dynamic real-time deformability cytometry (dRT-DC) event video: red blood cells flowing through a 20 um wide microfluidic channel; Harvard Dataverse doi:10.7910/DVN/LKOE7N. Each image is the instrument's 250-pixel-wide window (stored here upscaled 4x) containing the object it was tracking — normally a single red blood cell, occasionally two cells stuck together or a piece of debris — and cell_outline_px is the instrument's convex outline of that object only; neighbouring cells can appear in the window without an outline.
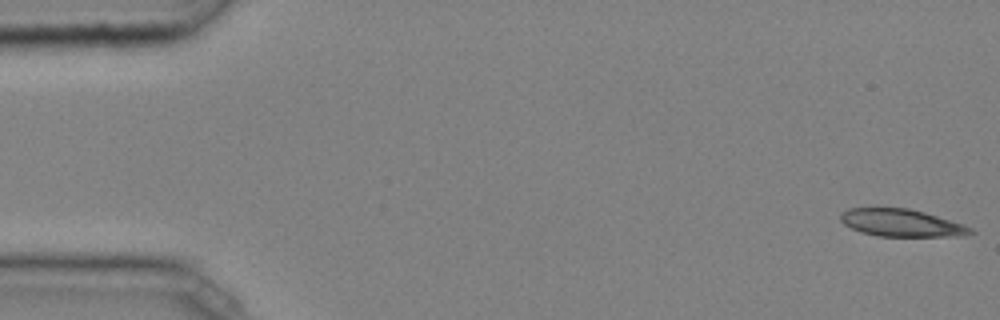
{"species": "common noctule bat (a hibernating species)", "species_latin": "Nyctalus noctula", "temperature_condition": "cold", "stored_images_in_passage": 47, "camera_frame_rate_fps": 3000, "um_per_image_px": 0.085, "animal": {"sex": "male", "body_mass_g": 20.4}, "frame": {"image": 1, "passage_image": 1, "time_ms": 0.0, "image_size_px": [1000, 320], "cell_outline_px": [[976, 232], [964, 236], [876, 236], [860, 232], [844, 224], [840, 220], [840, 216], [848, 208], [908, 208], [924, 212], [964, 224], [972, 228]], "centroid_in_image_um": [76.65, 18.95], "position_along_channel_um": 8.3, "area_um2": 20.75}}
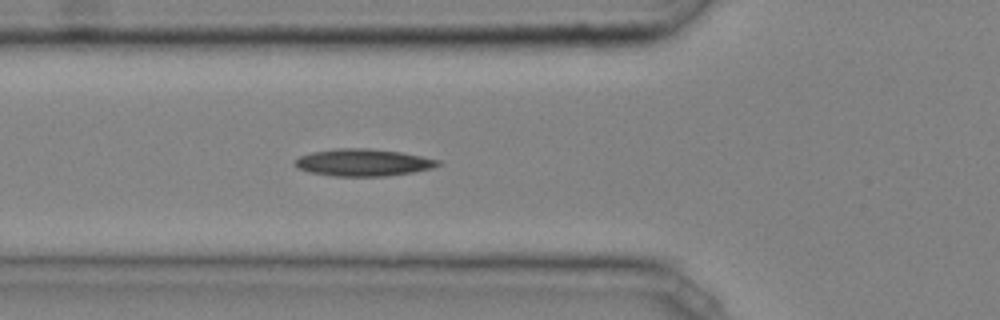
{"frame": {"image": 2, "passage_image": 17, "time_ms": 5.333, "image_size_px": [1000, 320], "cell_outline_px": [[440, 164], [432, 168], [412, 172], [388, 176], [332, 176], [308, 172], [296, 168], [292, 164], [300, 156], [312, 152], [336, 148], [368, 148], [400, 152], [440, 160]], "centroid_in_image_um": [30.82, 13.82], "position_along_channel_um": 95.0, "area_um2": 22.66}}
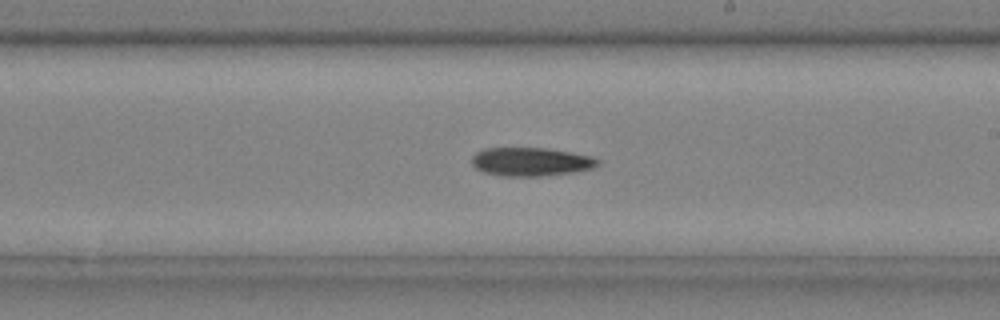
{"frame": {"image": 3, "passage_image": 28, "time_ms": 9.0, "image_size_px": [1000, 320], "cell_outline_px": [[600, 164], [592, 168], [572, 172], [540, 176], [500, 176], [484, 172], [476, 168], [472, 164], [472, 156], [476, 152], [484, 148], [548, 148], [592, 156], [600, 160]], "centroid_in_image_um": [45.12, 13.74], "position_along_channel_um": 243.9, "area_um2": 20.98}}